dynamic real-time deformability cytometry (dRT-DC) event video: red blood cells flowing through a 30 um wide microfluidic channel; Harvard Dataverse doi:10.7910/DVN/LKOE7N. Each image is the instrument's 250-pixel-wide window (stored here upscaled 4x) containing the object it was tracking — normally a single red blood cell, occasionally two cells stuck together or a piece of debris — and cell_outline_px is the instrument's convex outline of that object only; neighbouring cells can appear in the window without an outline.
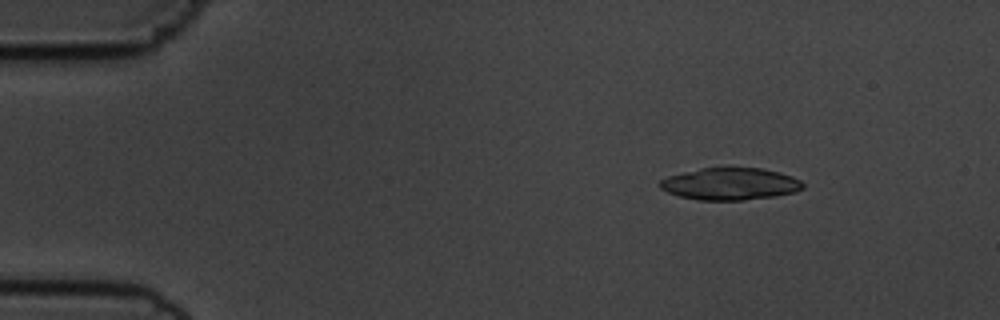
{"species": "common noctule bat (a hibernating species)", "species_latin": "Nyctalus noctula", "temperature_condition": "cold", "stored_images_in_passage": 51, "camera_frame_rate_fps": 3000, "um_per_image_px": 0.085, "animal": {"sex": "male", "body_mass_g": 19.5, "forearm_length_mm": 54.6}, "frame": {"image": 1, "passage_image": 4, "time_ms": 1.0, "image_size_px": [1000, 320], "cell_outline_px": [[804, 188], [796, 192], [772, 196], [744, 200], [700, 200], [680, 196], [668, 192], [660, 188], [660, 180], [668, 176], [700, 168], [764, 168], [780, 172], [792, 176], [800, 180], [804, 184]], "centroid_in_image_um": [62.09, 15.63], "position_along_channel_um": 22.9, "area_um2": 26.65}}